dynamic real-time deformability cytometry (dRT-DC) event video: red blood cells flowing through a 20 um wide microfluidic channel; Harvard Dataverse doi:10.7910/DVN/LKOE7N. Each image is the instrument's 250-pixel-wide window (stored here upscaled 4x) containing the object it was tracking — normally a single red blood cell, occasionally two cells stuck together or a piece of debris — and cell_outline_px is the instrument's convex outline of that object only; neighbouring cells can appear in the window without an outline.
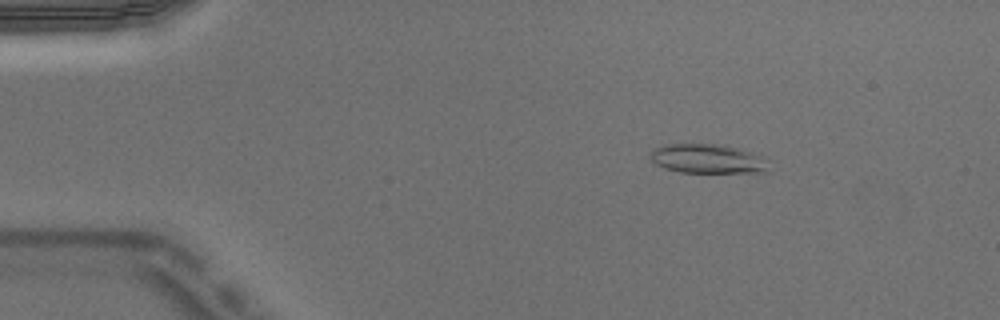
{"species": "Egyptian fruit bat (a non-hibernating species)", "species_latin": "Rousettus aegyptiacus", "temperature_condition": "warm", "stored_images_in_passage": 4, "camera_frame_rate_fps": 3000, "um_per_image_px": 0.085, "animal": {"sex": "male"}, "frame": {"image": 1, "passage_image": 2, "time_ms": 0.333, "image_size_px": [1000, 320], "cell_outline_px": [[768, 172], [680, 172], [664, 168], [656, 164], [652, 160], [652, 148], [664, 144], [724, 144], [740, 148], [764, 156]], "centroid_in_image_um": [60.15, 13.48], "position_along_channel_um": 24.8, "area_um2": 20.23}}